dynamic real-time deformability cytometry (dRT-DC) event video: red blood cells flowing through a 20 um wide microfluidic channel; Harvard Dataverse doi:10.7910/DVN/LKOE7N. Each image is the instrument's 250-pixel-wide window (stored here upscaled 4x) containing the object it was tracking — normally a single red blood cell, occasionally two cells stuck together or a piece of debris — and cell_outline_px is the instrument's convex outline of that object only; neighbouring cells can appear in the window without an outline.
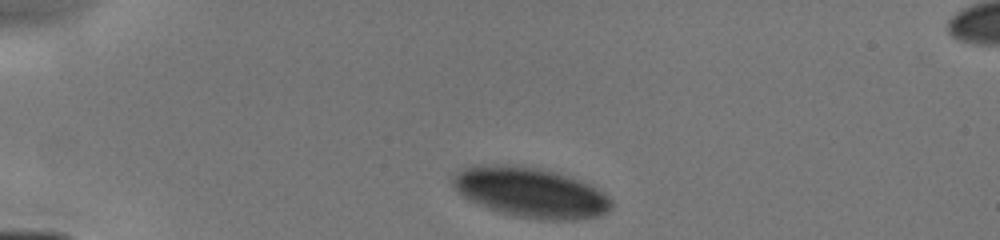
{"species": "human", "species_latin": "Homo sapiens", "temperature_condition": "cold", "stored_images_in_passage": 25, "camera_frame_rate_fps": 3000, "um_per_image_px": 0.085, "donor": {"sex": "male"}, "frame": {"image": 1, "passage_image": 1, "time_ms": 0.0, "image_size_px": [1000, 240], "cell_outline_px": [[616, 204], [612, 208], [596, 216], [572, 220], [548, 220], [516, 216], [500, 212], [488, 208], [468, 200], [452, 184], [452, 180], [464, 168], [472, 164], [516, 164], [556, 172], [580, 180], [604, 192]], "centroid_in_image_um": [45.12, 16.35], "position_along_channel_um": 39.9, "area_um2": 46.12}}
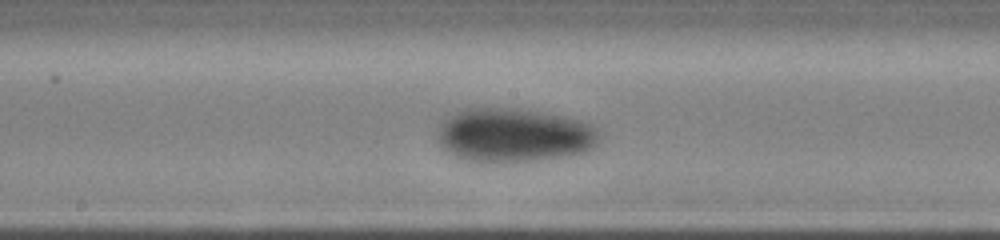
{"frame": {"image": 2, "passage_image": 12, "time_ms": 5.0, "image_size_px": [1000, 240], "cell_outline_px": [[600, 140], [592, 148], [584, 152], [512, 164], [484, 164], [456, 156], [444, 148], [436, 140], [436, 136], [440, 124], [444, 120], [464, 108], [516, 108], [560, 116], [580, 120], [592, 124], [600, 132]], "centroid_in_image_um": [43.67, 11.52], "position_along_channel_um": 204.5, "area_um2": 51.27}}
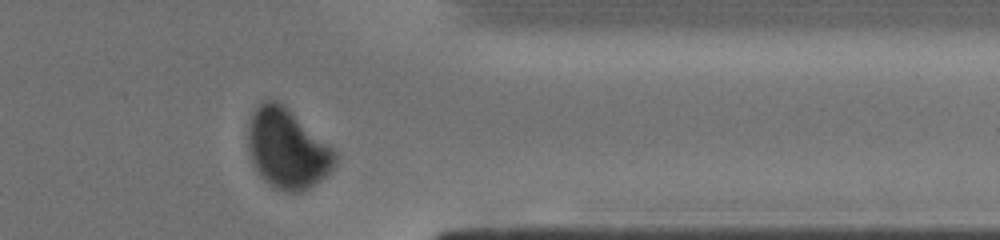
{"frame": {"image": 3, "passage_image": 23, "time_ms": 9.333, "image_size_px": [1000, 240], "cell_outline_px": [[336, 164], [320, 180], [308, 188], [300, 192], [288, 192], [276, 188], [268, 184], [260, 176], [252, 164], [248, 148], [248, 124], [252, 112], [264, 100], [276, 100], [284, 104], [328, 144], [336, 152]], "centroid_in_image_um": [24.38, 12.63], "position_along_channel_um": 387.0, "area_um2": 40.29}}